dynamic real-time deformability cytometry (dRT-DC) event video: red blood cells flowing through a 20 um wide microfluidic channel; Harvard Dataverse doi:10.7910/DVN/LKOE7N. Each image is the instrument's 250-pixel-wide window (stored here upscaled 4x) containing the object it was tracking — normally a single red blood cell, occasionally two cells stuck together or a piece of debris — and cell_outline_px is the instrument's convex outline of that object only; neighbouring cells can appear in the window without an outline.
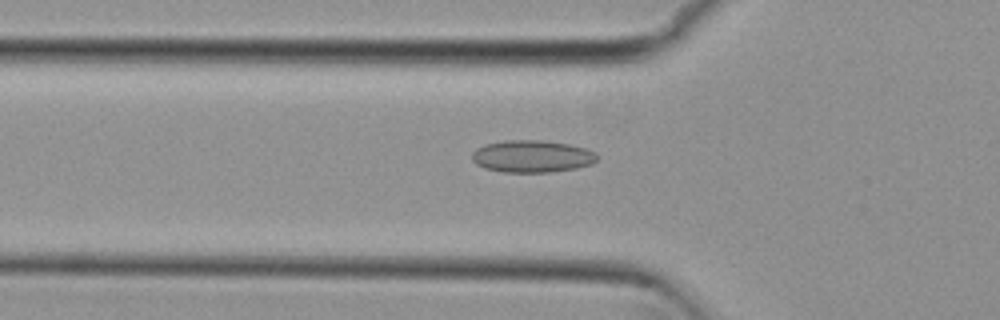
{"species": "common noctule bat (a hibernating species)", "species_latin": "Nyctalus noctula", "temperature_condition": "cold", "stored_images_in_passage": 47, "camera_frame_rate_fps": 3000, "um_per_image_px": 0.085, "animal": {"sex": "female", "body_mass_g": 29.2, "forearm_length_mm": 56.3}, "frame": {"image": 1, "passage_image": 11, "time_ms": 3.333, "image_size_px": [1000, 320], "cell_outline_px": [[600, 156], [592, 164], [576, 168], [552, 172], [504, 172], [484, 168], [476, 164], [472, 160], [472, 152], [476, 148], [484, 144], [504, 140], [540, 140], [568, 144], [584, 148], [596, 152]], "centroid_in_image_um": [45.22, 13.29], "position_along_channel_um": 80.6, "area_um2": 23.64}}
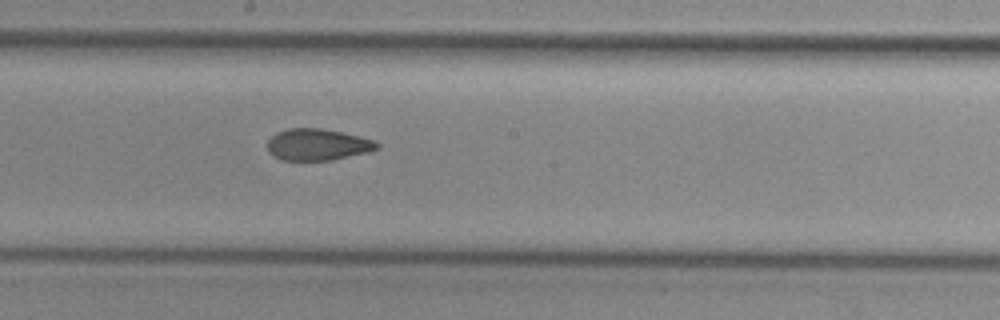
{"frame": {"image": 2, "passage_image": 22, "time_ms": 7.0, "image_size_px": [1000, 320], "cell_outline_px": [[380, 148], [368, 152], [332, 160], [280, 160], [268, 152], [268, 140], [276, 132], [288, 128], [320, 128], [360, 136], [376, 140], [380, 144]], "centroid_in_image_um": [27.01, 12.29], "position_along_channel_um": 221.2, "area_um2": 20.29}}
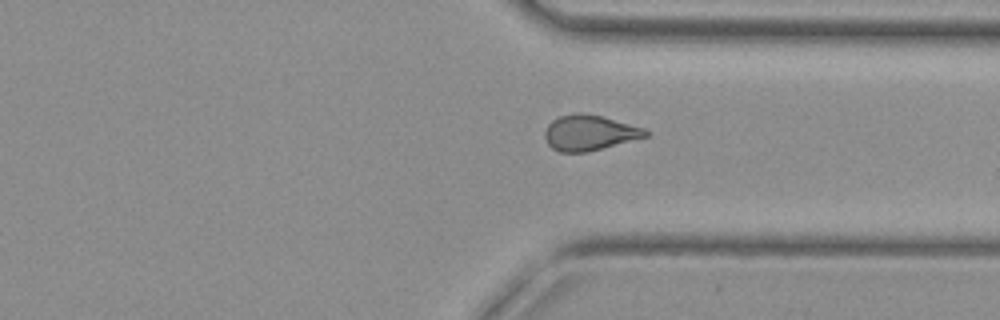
{"frame": {"image": 3, "passage_image": 33, "time_ms": 10.667, "image_size_px": [1000, 320], "cell_outline_px": [[648, 136], [588, 152], [560, 152], [552, 148], [548, 144], [544, 136], [544, 132], [548, 124], [552, 120], [560, 116], [576, 112], [580, 112], [600, 116], [644, 128], [648, 132]], "centroid_in_image_um": [50.06, 11.29], "position_along_channel_um": 361.3, "area_um2": 20.63}, "authors_computed_cell_mechanics": {"area_um2": 21.097, "velocity_mm_per_s": 3.822, "shape_relaxation_time_tau1_ms": null, "shape_relaxation_time_tau2_ms": 2.907, "deformation_change_tau1": null, "deformation_change_tau2": 0.0807}}